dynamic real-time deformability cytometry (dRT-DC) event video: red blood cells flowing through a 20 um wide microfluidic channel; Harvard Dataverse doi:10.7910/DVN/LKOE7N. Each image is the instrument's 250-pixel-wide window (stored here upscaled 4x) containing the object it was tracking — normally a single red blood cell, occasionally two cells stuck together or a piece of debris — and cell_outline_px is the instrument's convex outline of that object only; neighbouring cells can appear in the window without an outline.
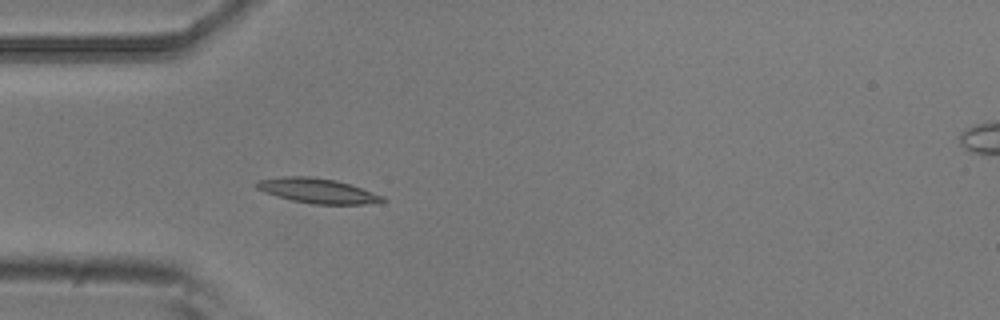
{"species": "common noctule bat (a hibernating species)", "species_latin": "Nyctalus noctula", "temperature_condition": "room temperature", "stored_images_in_passage": 4, "camera_frame_rate_fps": 3000, "um_per_image_px": 0.085, "animal": {"sex": "male", "body_mass_g": 20.5, "forearm_length_mm": 52.5}, "frame": {"image": 1, "passage_image": 4, "time_ms": 1.0, "image_size_px": [1000, 320], "cell_outline_px": [[388, 200], [364, 204], [312, 204], [292, 200], [276, 196], [264, 192], [256, 188], [252, 184], [260, 180], [284, 176], [308, 176], [336, 180], [384, 196]], "centroid_in_image_um": [26.94, 16.21], "position_along_channel_um": 58.1, "area_um2": 18.09}}